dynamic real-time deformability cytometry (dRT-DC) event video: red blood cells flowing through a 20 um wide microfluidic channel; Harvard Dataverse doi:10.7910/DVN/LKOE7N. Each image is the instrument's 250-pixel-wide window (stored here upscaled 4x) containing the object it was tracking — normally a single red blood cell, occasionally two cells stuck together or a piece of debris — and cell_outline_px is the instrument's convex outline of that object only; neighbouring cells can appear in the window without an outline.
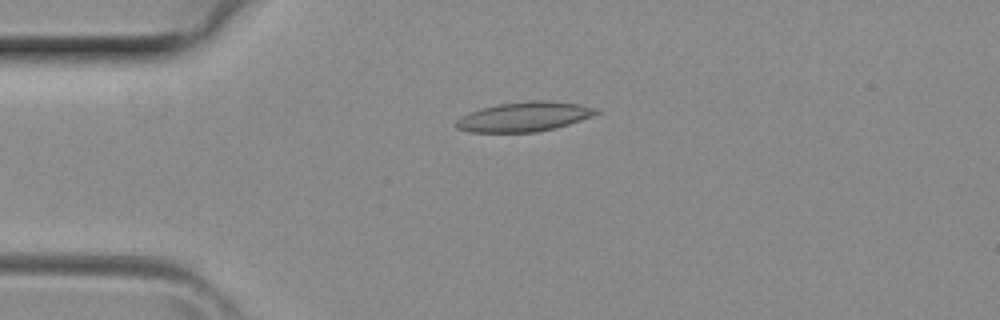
{"species": "common noctule bat (a hibernating species)", "species_latin": "Nyctalus noctula", "temperature_condition": "room temperature", "stored_images_in_passage": 4, "camera_frame_rate_fps": 3000, "um_per_image_px": 0.085, "animal": {"sex": "female", "body_mass_g": 29.2, "forearm_length_mm": 56.3}, "frame": {"image": 1, "passage_image": 4, "time_ms": 1.0, "image_size_px": [1000, 320], "cell_outline_px": [[600, 112], [592, 116], [556, 128], [536, 132], [468, 132], [456, 128], [452, 124], [460, 116], [480, 108], [500, 104], [532, 100], [548, 100], [580, 104], [596, 108]], "centroid_in_image_um": [44.52, 9.92], "position_along_channel_um": 40.5, "area_um2": 24.28}}